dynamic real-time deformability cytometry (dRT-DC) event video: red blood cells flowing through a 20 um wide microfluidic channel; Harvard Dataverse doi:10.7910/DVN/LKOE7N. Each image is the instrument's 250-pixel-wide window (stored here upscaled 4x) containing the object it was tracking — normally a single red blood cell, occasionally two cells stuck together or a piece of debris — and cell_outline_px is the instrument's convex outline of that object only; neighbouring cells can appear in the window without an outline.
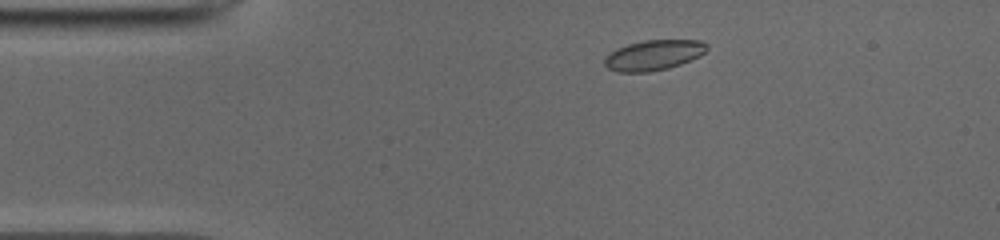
{"species": "common noctule bat (a hibernating species)", "species_latin": "Nyctalus noctula", "temperature_condition": "cold", "stored_images_in_passage": 43, "camera_frame_rate_fps": 3000, "um_per_image_px": 0.085, "animal": {"sex": "male", "body_mass_g": 19.0, "forearm_length_mm": 50.8}, "frame": {"image": 1, "passage_image": 1, "time_ms": 0.0, "image_size_px": [1000, 240], "cell_outline_px": [[708, 48], [700, 56], [680, 64], [668, 68], [648, 72], [616, 72], [608, 68], [604, 64], [604, 56], [628, 44], [644, 40], [700, 40], [708, 44]], "centroid_in_image_um": [55.57, 4.69], "position_along_channel_um": 29.4, "area_um2": 17.98}}
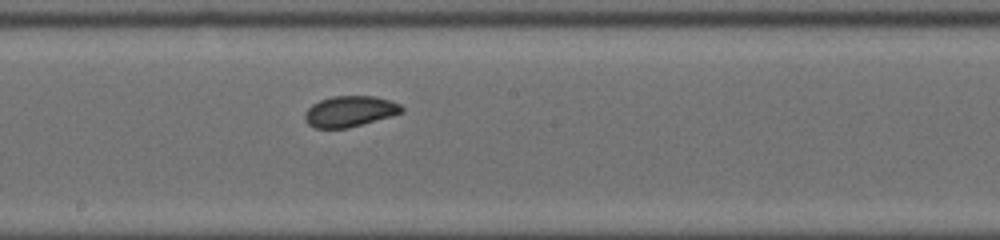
{"frame": {"image": 2, "passage_image": 19, "time_ms": 6.0, "image_size_px": [1000, 240], "cell_outline_px": [[404, 112], [348, 128], [316, 128], [308, 124], [304, 120], [304, 112], [312, 104], [320, 100], [332, 96], [376, 96], [400, 104], [404, 108]], "centroid_in_image_um": [29.71, 9.46], "position_along_channel_um": 218.5, "area_um2": 17.4}}
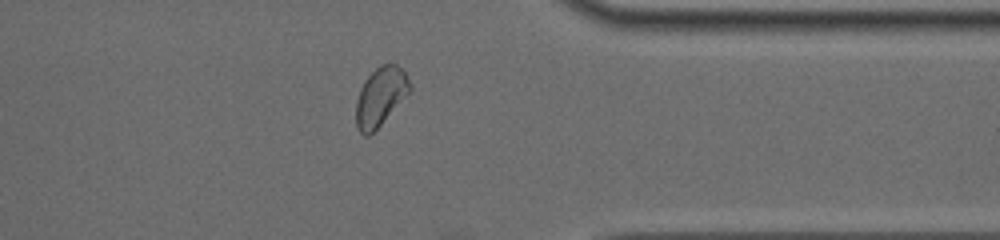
{"frame": {"image": 3, "passage_image": 32, "time_ms": 10.333, "image_size_px": [1000, 240], "cell_outline_px": [[412, 88], [380, 124], [368, 136], [364, 136], [356, 128], [356, 100], [360, 88], [364, 80], [380, 64], [388, 60], [396, 64], [408, 76], [412, 84]], "centroid_in_image_um": [32.32, 8.15], "position_along_channel_um": 379.1, "area_um2": 18.32}, "authors_computed_cell_mechanics": {"area_um2": 17.9758, "velocity_mm_per_s": 3.9335, "shape_relaxation_time_tau1_ms": 5.377, "shape_relaxation_time_tau2_ms": null, "deformation_change_tau1": 0.1075, "deformation_change_tau2": null}}